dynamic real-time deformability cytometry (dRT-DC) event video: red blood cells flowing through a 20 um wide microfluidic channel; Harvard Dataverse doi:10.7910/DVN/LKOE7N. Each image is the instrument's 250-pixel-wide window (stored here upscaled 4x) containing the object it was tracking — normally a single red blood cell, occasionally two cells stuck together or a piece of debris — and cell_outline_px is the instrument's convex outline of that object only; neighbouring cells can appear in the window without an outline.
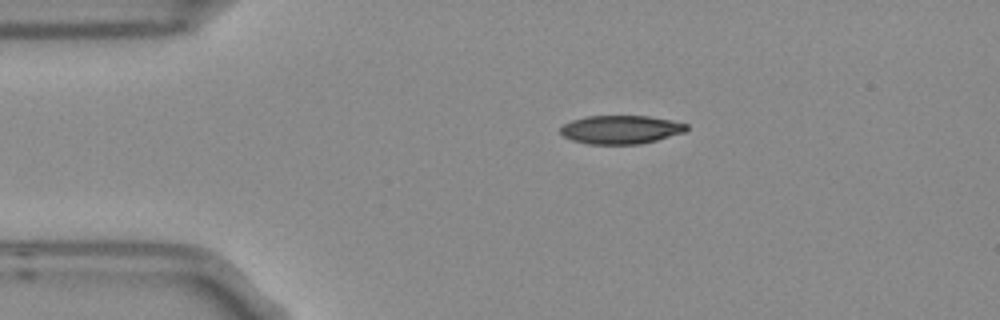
{"species": "Egyptian fruit bat (a non-hibernating species)", "species_latin": "Rousettus aegyptiacus", "temperature_condition": "room temperature", "stored_images_in_passage": 2, "camera_frame_rate_fps": 3000, "um_per_image_px": 0.085, "frame": {"image": 1, "passage_image": 1, "time_ms": 0.0, "image_size_px": [1000, 320], "cell_outline_px": [[688, 128], [684, 132], [656, 140], [640, 144], [588, 144], [572, 140], [564, 136], [560, 132], [560, 128], [564, 124], [572, 120], [588, 116], [648, 116], [688, 124]], "centroid_in_image_um": [52.75, 11.02], "position_along_channel_um": 32.3, "area_um2": 20.75}}